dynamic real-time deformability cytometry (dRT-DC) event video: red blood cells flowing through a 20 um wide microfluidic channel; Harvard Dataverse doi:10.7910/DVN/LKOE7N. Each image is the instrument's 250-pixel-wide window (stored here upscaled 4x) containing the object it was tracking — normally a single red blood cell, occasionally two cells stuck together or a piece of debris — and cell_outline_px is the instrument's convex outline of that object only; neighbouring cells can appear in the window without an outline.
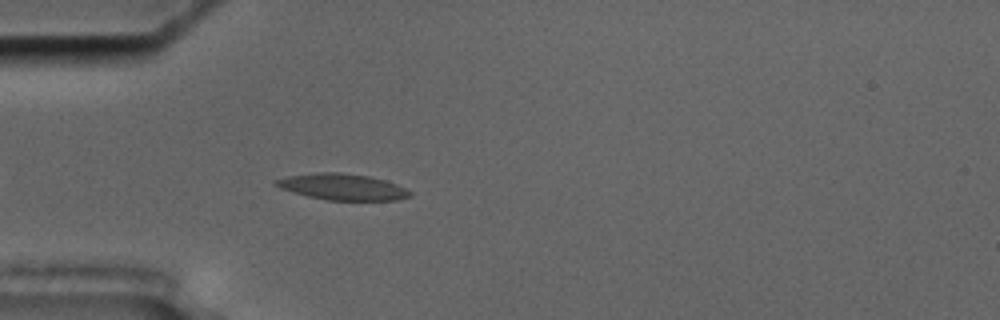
{"species": "common noctule bat (a hibernating species)", "species_latin": "Nyctalus noctula", "temperature_condition": "cold", "stored_images_in_passage": 38, "camera_frame_rate_fps": 3000, "um_per_image_px": 0.085, "animal": {"sex": "male", "body_mass_g": 17.5, "forearm_length_mm": 52.3}, "frame": {"image": 1, "passage_image": 7, "time_ms": 2.0, "image_size_px": [1000, 320], "cell_outline_px": [[412, 196], [396, 200], [328, 200], [308, 196], [292, 192], [280, 188], [272, 184], [272, 180], [288, 176], [320, 172], [340, 172], [368, 176], [384, 180], [396, 184], [412, 192]], "centroid_in_image_um": [29.07, 15.88], "position_along_channel_um": 55.9, "area_um2": 20.46}}
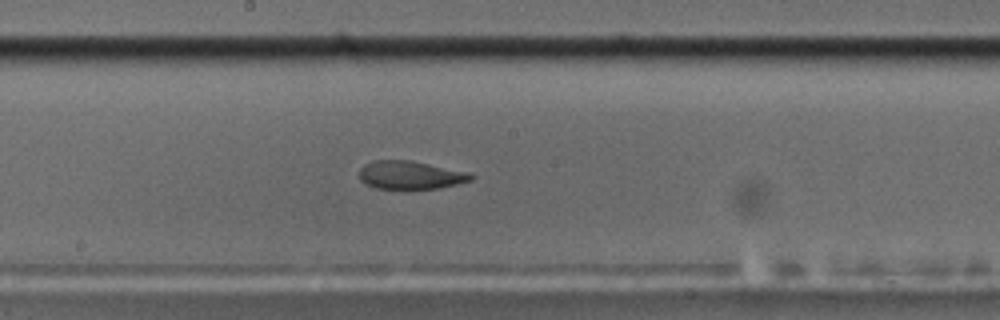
{"frame": {"image": 2, "passage_image": 21, "time_ms": 6.667, "image_size_px": [1000, 320], "cell_outline_px": [[476, 176], [472, 180], [440, 188], [376, 188], [364, 184], [360, 180], [360, 168], [364, 164], [372, 160], [412, 160], [468, 172]], "centroid_in_image_um": [34.87, 14.86], "position_along_channel_um": 213.3, "area_um2": 18.38}}
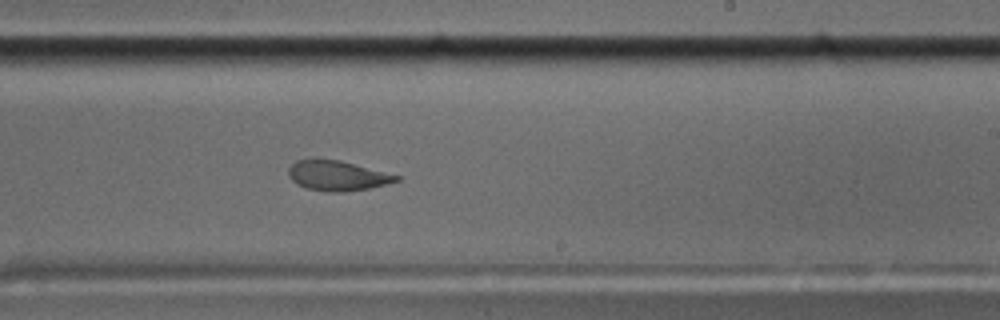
{"frame": {"image": 3, "passage_image": 25, "time_ms": 8.0, "image_size_px": [1000, 320], "cell_outline_px": [[400, 180], [368, 188], [340, 192], [328, 192], [308, 188], [296, 184], [288, 176], [288, 168], [296, 160], [340, 160], [400, 176]], "centroid_in_image_um": [28.64, 14.94], "position_along_channel_um": 260.4, "area_um2": 18.44}, "authors_computed_cell_mechanics": {"area_um2": 19.5364, "velocity_mm_per_s": 3.5246, "shape_relaxation_time_tau1_ms": 9.2833, "shape_relaxation_time_tau2_ms": 2.1481, "deformation_change_tau1": 0.2629, "deformation_change_tau2": 0.0829}}